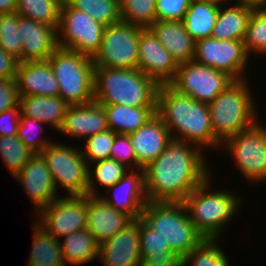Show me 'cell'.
<instances>
[{"label":"cell","mask_w":266,"mask_h":266,"mask_svg":"<svg viewBox=\"0 0 266 266\" xmlns=\"http://www.w3.org/2000/svg\"><path fill=\"white\" fill-rule=\"evenodd\" d=\"M141 218L182 259L205 239L190 221L184 202L148 201Z\"/></svg>","instance_id":"6"},{"label":"cell","mask_w":266,"mask_h":266,"mask_svg":"<svg viewBox=\"0 0 266 266\" xmlns=\"http://www.w3.org/2000/svg\"><path fill=\"white\" fill-rule=\"evenodd\" d=\"M107 115L103 105L93 101L84 105H70L58 132L83 138L108 130Z\"/></svg>","instance_id":"22"},{"label":"cell","mask_w":266,"mask_h":266,"mask_svg":"<svg viewBox=\"0 0 266 266\" xmlns=\"http://www.w3.org/2000/svg\"><path fill=\"white\" fill-rule=\"evenodd\" d=\"M103 105L108 128L117 134H130L156 114V107H131L120 104Z\"/></svg>","instance_id":"26"},{"label":"cell","mask_w":266,"mask_h":266,"mask_svg":"<svg viewBox=\"0 0 266 266\" xmlns=\"http://www.w3.org/2000/svg\"><path fill=\"white\" fill-rule=\"evenodd\" d=\"M249 57L243 40L208 37L195 41L193 61L223 71L234 80L247 79L244 71Z\"/></svg>","instance_id":"13"},{"label":"cell","mask_w":266,"mask_h":266,"mask_svg":"<svg viewBox=\"0 0 266 266\" xmlns=\"http://www.w3.org/2000/svg\"><path fill=\"white\" fill-rule=\"evenodd\" d=\"M80 150L52 141L40 153L52 174L56 190L62 186L68 195H87L89 165Z\"/></svg>","instance_id":"9"},{"label":"cell","mask_w":266,"mask_h":266,"mask_svg":"<svg viewBox=\"0 0 266 266\" xmlns=\"http://www.w3.org/2000/svg\"><path fill=\"white\" fill-rule=\"evenodd\" d=\"M20 115V105L0 113V136L17 135Z\"/></svg>","instance_id":"45"},{"label":"cell","mask_w":266,"mask_h":266,"mask_svg":"<svg viewBox=\"0 0 266 266\" xmlns=\"http://www.w3.org/2000/svg\"><path fill=\"white\" fill-rule=\"evenodd\" d=\"M43 122L28 118L24 115H20L19 127H18V138L25 144L26 147L30 148L34 153H41L51 141L40 137L34 136V130L44 131L41 127Z\"/></svg>","instance_id":"40"},{"label":"cell","mask_w":266,"mask_h":266,"mask_svg":"<svg viewBox=\"0 0 266 266\" xmlns=\"http://www.w3.org/2000/svg\"><path fill=\"white\" fill-rule=\"evenodd\" d=\"M243 42L250 57L253 53L266 55V9L253 10Z\"/></svg>","instance_id":"37"},{"label":"cell","mask_w":266,"mask_h":266,"mask_svg":"<svg viewBox=\"0 0 266 266\" xmlns=\"http://www.w3.org/2000/svg\"><path fill=\"white\" fill-rule=\"evenodd\" d=\"M140 218L99 245V257L104 266H141Z\"/></svg>","instance_id":"18"},{"label":"cell","mask_w":266,"mask_h":266,"mask_svg":"<svg viewBox=\"0 0 266 266\" xmlns=\"http://www.w3.org/2000/svg\"><path fill=\"white\" fill-rule=\"evenodd\" d=\"M156 114L170 131L172 139L191 143L200 149L221 147L213 133L208 104L178 93L170 85H160Z\"/></svg>","instance_id":"2"},{"label":"cell","mask_w":266,"mask_h":266,"mask_svg":"<svg viewBox=\"0 0 266 266\" xmlns=\"http://www.w3.org/2000/svg\"><path fill=\"white\" fill-rule=\"evenodd\" d=\"M93 163H95V166L89 165L88 171L87 194L91 196H99L100 192L96 191L99 184L108 189L130 170L124 164L112 159L99 160ZM91 168H93L92 171ZM96 184L97 186H95Z\"/></svg>","instance_id":"32"},{"label":"cell","mask_w":266,"mask_h":266,"mask_svg":"<svg viewBox=\"0 0 266 266\" xmlns=\"http://www.w3.org/2000/svg\"><path fill=\"white\" fill-rule=\"evenodd\" d=\"M17 0H0V14L16 12Z\"/></svg>","instance_id":"49"},{"label":"cell","mask_w":266,"mask_h":266,"mask_svg":"<svg viewBox=\"0 0 266 266\" xmlns=\"http://www.w3.org/2000/svg\"><path fill=\"white\" fill-rule=\"evenodd\" d=\"M217 241L220 240L205 238L182 259V266H230L228 257Z\"/></svg>","instance_id":"34"},{"label":"cell","mask_w":266,"mask_h":266,"mask_svg":"<svg viewBox=\"0 0 266 266\" xmlns=\"http://www.w3.org/2000/svg\"><path fill=\"white\" fill-rule=\"evenodd\" d=\"M135 171V172H134ZM140 172V173H139ZM113 194H109L112 193ZM111 197H100L117 211L128 215L132 220L142 216V211L148 202L143 168L129 170L116 184L106 190ZM113 197V198H112Z\"/></svg>","instance_id":"17"},{"label":"cell","mask_w":266,"mask_h":266,"mask_svg":"<svg viewBox=\"0 0 266 266\" xmlns=\"http://www.w3.org/2000/svg\"><path fill=\"white\" fill-rule=\"evenodd\" d=\"M60 245L65 264L79 265L99 257V244L86 229L64 236Z\"/></svg>","instance_id":"30"},{"label":"cell","mask_w":266,"mask_h":266,"mask_svg":"<svg viewBox=\"0 0 266 266\" xmlns=\"http://www.w3.org/2000/svg\"><path fill=\"white\" fill-rule=\"evenodd\" d=\"M63 0H17L16 13L58 29Z\"/></svg>","instance_id":"31"},{"label":"cell","mask_w":266,"mask_h":266,"mask_svg":"<svg viewBox=\"0 0 266 266\" xmlns=\"http://www.w3.org/2000/svg\"><path fill=\"white\" fill-rule=\"evenodd\" d=\"M22 40L21 62L45 61L58 48L57 30L18 14V28Z\"/></svg>","instance_id":"19"},{"label":"cell","mask_w":266,"mask_h":266,"mask_svg":"<svg viewBox=\"0 0 266 266\" xmlns=\"http://www.w3.org/2000/svg\"><path fill=\"white\" fill-rule=\"evenodd\" d=\"M18 28V14H0V46L21 63L22 40Z\"/></svg>","instance_id":"38"},{"label":"cell","mask_w":266,"mask_h":266,"mask_svg":"<svg viewBox=\"0 0 266 266\" xmlns=\"http://www.w3.org/2000/svg\"><path fill=\"white\" fill-rule=\"evenodd\" d=\"M192 0H156V21H183Z\"/></svg>","instance_id":"42"},{"label":"cell","mask_w":266,"mask_h":266,"mask_svg":"<svg viewBox=\"0 0 266 266\" xmlns=\"http://www.w3.org/2000/svg\"><path fill=\"white\" fill-rule=\"evenodd\" d=\"M128 135L133 145L138 170L154 161L172 140L170 131L157 114Z\"/></svg>","instance_id":"20"},{"label":"cell","mask_w":266,"mask_h":266,"mask_svg":"<svg viewBox=\"0 0 266 266\" xmlns=\"http://www.w3.org/2000/svg\"><path fill=\"white\" fill-rule=\"evenodd\" d=\"M94 101L156 107L159 85L139 69L94 67Z\"/></svg>","instance_id":"3"},{"label":"cell","mask_w":266,"mask_h":266,"mask_svg":"<svg viewBox=\"0 0 266 266\" xmlns=\"http://www.w3.org/2000/svg\"><path fill=\"white\" fill-rule=\"evenodd\" d=\"M221 148L231 154L244 179L257 184L266 180V126L258 121L246 131L226 139Z\"/></svg>","instance_id":"11"},{"label":"cell","mask_w":266,"mask_h":266,"mask_svg":"<svg viewBox=\"0 0 266 266\" xmlns=\"http://www.w3.org/2000/svg\"><path fill=\"white\" fill-rule=\"evenodd\" d=\"M18 64V59L0 46V78L15 80Z\"/></svg>","instance_id":"47"},{"label":"cell","mask_w":266,"mask_h":266,"mask_svg":"<svg viewBox=\"0 0 266 266\" xmlns=\"http://www.w3.org/2000/svg\"><path fill=\"white\" fill-rule=\"evenodd\" d=\"M19 105V93L15 80L0 78V113Z\"/></svg>","instance_id":"44"},{"label":"cell","mask_w":266,"mask_h":266,"mask_svg":"<svg viewBox=\"0 0 266 266\" xmlns=\"http://www.w3.org/2000/svg\"><path fill=\"white\" fill-rule=\"evenodd\" d=\"M233 81L227 73L192 60L178 65L169 85L178 93L210 104Z\"/></svg>","instance_id":"12"},{"label":"cell","mask_w":266,"mask_h":266,"mask_svg":"<svg viewBox=\"0 0 266 266\" xmlns=\"http://www.w3.org/2000/svg\"><path fill=\"white\" fill-rule=\"evenodd\" d=\"M210 178L208 176L183 202L197 231L204 238L220 239L227 222L239 211L242 198L231 191L210 192Z\"/></svg>","instance_id":"5"},{"label":"cell","mask_w":266,"mask_h":266,"mask_svg":"<svg viewBox=\"0 0 266 266\" xmlns=\"http://www.w3.org/2000/svg\"><path fill=\"white\" fill-rule=\"evenodd\" d=\"M34 219L50 235L60 240L71 233L86 229L87 195L58 197L38 212Z\"/></svg>","instance_id":"14"},{"label":"cell","mask_w":266,"mask_h":266,"mask_svg":"<svg viewBox=\"0 0 266 266\" xmlns=\"http://www.w3.org/2000/svg\"><path fill=\"white\" fill-rule=\"evenodd\" d=\"M203 153L196 145L172 139L164 151L143 168L148 201L183 202L211 176Z\"/></svg>","instance_id":"1"},{"label":"cell","mask_w":266,"mask_h":266,"mask_svg":"<svg viewBox=\"0 0 266 266\" xmlns=\"http://www.w3.org/2000/svg\"><path fill=\"white\" fill-rule=\"evenodd\" d=\"M116 134L114 131L108 129L85 139V147L82 153L88 165L99 160L110 159L111 148Z\"/></svg>","instance_id":"39"},{"label":"cell","mask_w":266,"mask_h":266,"mask_svg":"<svg viewBox=\"0 0 266 266\" xmlns=\"http://www.w3.org/2000/svg\"><path fill=\"white\" fill-rule=\"evenodd\" d=\"M33 240L28 266H67L64 262L60 240L50 235L36 221L32 223Z\"/></svg>","instance_id":"29"},{"label":"cell","mask_w":266,"mask_h":266,"mask_svg":"<svg viewBox=\"0 0 266 266\" xmlns=\"http://www.w3.org/2000/svg\"><path fill=\"white\" fill-rule=\"evenodd\" d=\"M132 221L128 215L105 202L100 195L87 194L86 230L94 236L99 245L123 230Z\"/></svg>","instance_id":"21"},{"label":"cell","mask_w":266,"mask_h":266,"mask_svg":"<svg viewBox=\"0 0 266 266\" xmlns=\"http://www.w3.org/2000/svg\"><path fill=\"white\" fill-rule=\"evenodd\" d=\"M220 5L212 36L219 40H244L253 9L233 4Z\"/></svg>","instance_id":"28"},{"label":"cell","mask_w":266,"mask_h":266,"mask_svg":"<svg viewBox=\"0 0 266 266\" xmlns=\"http://www.w3.org/2000/svg\"><path fill=\"white\" fill-rule=\"evenodd\" d=\"M138 59V69L159 86L174 80L179 64L148 28L139 35Z\"/></svg>","instance_id":"15"},{"label":"cell","mask_w":266,"mask_h":266,"mask_svg":"<svg viewBox=\"0 0 266 266\" xmlns=\"http://www.w3.org/2000/svg\"><path fill=\"white\" fill-rule=\"evenodd\" d=\"M58 81L59 96L69 105L94 101V63L81 53L57 48L48 58Z\"/></svg>","instance_id":"7"},{"label":"cell","mask_w":266,"mask_h":266,"mask_svg":"<svg viewBox=\"0 0 266 266\" xmlns=\"http://www.w3.org/2000/svg\"><path fill=\"white\" fill-rule=\"evenodd\" d=\"M35 153L15 136H0V156L14 176Z\"/></svg>","instance_id":"36"},{"label":"cell","mask_w":266,"mask_h":266,"mask_svg":"<svg viewBox=\"0 0 266 266\" xmlns=\"http://www.w3.org/2000/svg\"><path fill=\"white\" fill-rule=\"evenodd\" d=\"M220 5L212 0H192L184 16L186 31L194 41L212 36Z\"/></svg>","instance_id":"27"},{"label":"cell","mask_w":266,"mask_h":266,"mask_svg":"<svg viewBox=\"0 0 266 266\" xmlns=\"http://www.w3.org/2000/svg\"><path fill=\"white\" fill-rule=\"evenodd\" d=\"M110 159L120 162L121 164H124L130 170L137 169V161L135 158L133 145L131 144L129 135L116 134L115 141L111 148Z\"/></svg>","instance_id":"43"},{"label":"cell","mask_w":266,"mask_h":266,"mask_svg":"<svg viewBox=\"0 0 266 266\" xmlns=\"http://www.w3.org/2000/svg\"><path fill=\"white\" fill-rule=\"evenodd\" d=\"M236 5L251 9H266V0H236Z\"/></svg>","instance_id":"48"},{"label":"cell","mask_w":266,"mask_h":266,"mask_svg":"<svg viewBox=\"0 0 266 266\" xmlns=\"http://www.w3.org/2000/svg\"><path fill=\"white\" fill-rule=\"evenodd\" d=\"M213 2L218 3L219 5H224V3H226L228 5V3L226 1H231V0H212ZM236 2V0H235Z\"/></svg>","instance_id":"50"},{"label":"cell","mask_w":266,"mask_h":266,"mask_svg":"<svg viewBox=\"0 0 266 266\" xmlns=\"http://www.w3.org/2000/svg\"><path fill=\"white\" fill-rule=\"evenodd\" d=\"M250 88L248 80H234L208 104L213 133L221 144L259 121Z\"/></svg>","instance_id":"4"},{"label":"cell","mask_w":266,"mask_h":266,"mask_svg":"<svg viewBox=\"0 0 266 266\" xmlns=\"http://www.w3.org/2000/svg\"><path fill=\"white\" fill-rule=\"evenodd\" d=\"M144 29L122 21L105 26L100 48L92 58L95 67L138 69L139 35Z\"/></svg>","instance_id":"10"},{"label":"cell","mask_w":266,"mask_h":266,"mask_svg":"<svg viewBox=\"0 0 266 266\" xmlns=\"http://www.w3.org/2000/svg\"><path fill=\"white\" fill-rule=\"evenodd\" d=\"M105 26L86 12L63 0L57 29L59 48L72 50L93 58L98 52Z\"/></svg>","instance_id":"8"},{"label":"cell","mask_w":266,"mask_h":266,"mask_svg":"<svg viewBox=\"0 0 266 266\" xmlns=\"http://www.w3.org/2000/svg\"><path fill=\"white\" fill-rule=\"evenodd\" d=\"M72 7L86 12L104 26L121 21L119 0H66Z\"/></svg>","instance_id":"33"},{"label":"cell","mask_w":266,"mask_h":266,"mask_svg":"<svg viewBox=\"0 0 266 266\" xmlns=\"http://www.w3.org/2000/svg\"><path fill=\"white\" fill-rule=\"evenodd\" d=\"M121 21L149 28L155 21L156 0H119Z\"/></svg>","instance_id":"35"},{"label":"cell","mask_w":266,"mask_h":266,"mask_svg":"<svg viewBox=\"0 0 266 266\" xmlns=\"http://www.w3.org/2000/svg\"><path fill=\"white\" fill-rule=\"evenodd\" d=\"M141 266H182V258L173 251L152 254L141 262Z\"/></svg>","instance_id":"46"},{"label":"cell","mask_w":266,"mask_h":266,"mask_svg":"<svg viewBox=\"0 0 266 266\" xmlns=\"http://www.w3.org/2000/svg\"><path fill=\"white\" fill-rule=\"evenodd\" d=\"M148 29L178 64L193 60L195 41L182 21L157 20Z\"/></svg>","instance_id":"24"},{"label":"cell","mask_w":266,"mask_h":266,"mask_svg":"<svg viewBox=\"0 0 266 266\" xmlns=\"http://www.w3.org/2000/svg\"><path fill=\"white\" fill-rule=\"evenodd\" d=\"M15 82L19 96H59L58 81L48 60L19 63Z\"/></svg>","instance_id":"23"},{"label":"cell","mask_w":266,"mask_h":266,"mask_svg":"<svg viewBox=\"0 0 266 266\" xmlns=\"http://www.w3.org/2000/svg\"><path fill=\"white\" fill-rule=\"evenodd\" d=\"M14 177L23 185V190L34 204L35 212H39L59 197L52 174L40 153H35Z\"/></svg>","instance_id":"16"},{"label":"cell","mask_w":266,"mask_h":266,"mask_svg":"<svg viewBox=\"0 0 266 266\" xmlns=\"http://www.w3.org/2000/svg\"><path fill=\"white\" fill-rule=\"evenodd\" d=\"M22 115L39 120L59 131L63 125L69 104L60 96H19Z\"/></svg>","instance_id":"25"},{"label":"cell","mask_w":266,"mask_h":266,"mask_svg":"<svg viewBox=\"0 0 266 266\" xmlns=\"http://www.w3.org/2000/svg\"><path fill=\"white\" fill-rule=\"evenodd\" d=\"M139 243L141 262L152 254H162L164 251H172L168 244L141 217Z\"/></svg>","instance_id":"41"}]
</instances>
